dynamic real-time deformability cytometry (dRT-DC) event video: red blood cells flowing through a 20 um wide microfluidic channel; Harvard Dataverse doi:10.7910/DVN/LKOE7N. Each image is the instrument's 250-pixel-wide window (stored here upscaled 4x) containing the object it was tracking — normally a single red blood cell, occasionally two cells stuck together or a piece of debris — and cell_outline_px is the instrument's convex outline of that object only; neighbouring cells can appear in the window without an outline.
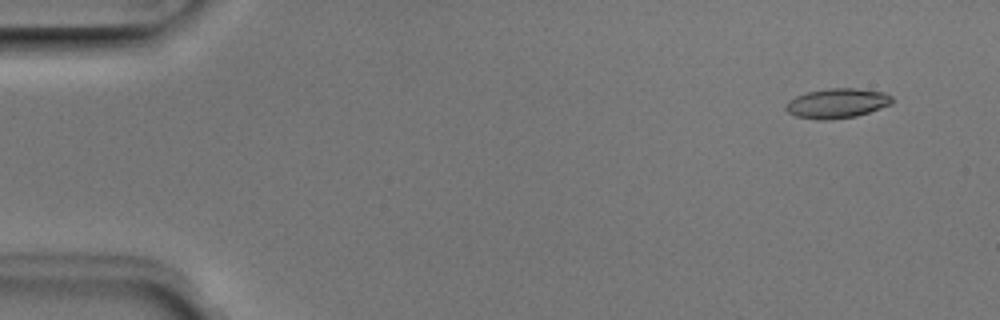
{"species": "Egyptian fruit bat (a non-hibernating species)", "species_latin": "Rousettus aegyptiacus", "temperature_condition": "room temperature", "stored_images_in_passage": 4, "camera_frame_rate_fps": 3000, "um_per_image_px": 0.085, "animal": {"sex": "male"}, "frame": {"image": 1, "passage_image": 2, "time_ms": 0.333, "image_size_px": [1000, 320], "cell_outline_px": [[892, 104], [856, 116], [828, 120], [816, 120], [796, 116], [788, 112], [784, 108], [788, 100], [796, 96], [808, 92], [828, 88], [856, 88], [884, 92], [892, 96]], "centroid_in_image_um": [71.13, 8.78], "position_along_channel_um": 13.9, "area_um2": 18.44}}